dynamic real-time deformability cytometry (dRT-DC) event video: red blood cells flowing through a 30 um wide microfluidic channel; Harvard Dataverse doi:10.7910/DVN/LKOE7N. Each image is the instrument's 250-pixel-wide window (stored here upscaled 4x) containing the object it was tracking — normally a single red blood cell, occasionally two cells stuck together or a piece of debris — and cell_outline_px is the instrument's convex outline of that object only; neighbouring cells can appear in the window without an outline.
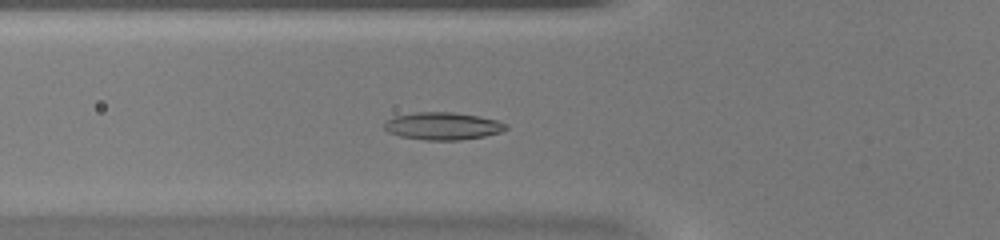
{"species": "common noctule bat (a hibernating species)", "species_latin": "Nyctalus noctula", "temperature_condition": "warm", "stored_images_in_passage": 41, "camera_frame_rate_fps": 3000, "um_per_image_px": 0.085, "animal": {"sex": "female", "body_mass_g": 20.0, "forearm_length_mm": 54.0}, "frame": {"image": 1, "passage_image": 12, "time_ms": 3.667, "image_size_px": [1000, 240], "cell_outline_px": [[508, 128], [500, 132], [484, 136], [460, 140], [424, 140], [400, 136], [388, 132], [384, 128], [384, 124], [392, 116], [416, 112], [452, 112], [480, 116], [496, 120], [508, 124]], "centroid_in_image_um": [37.63, 10.71], "position_along_channel_um": 88.2, "area_um2": 19.54}}
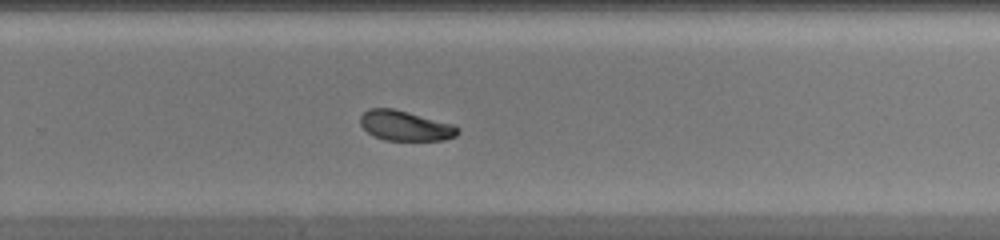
{"frame": {"image": 2, "passage_image": 26, "time_ms": 8.333, "image_size_px": [1000, 240], "cell_outline_px": [[460, 132], [456, 136], [444, 140], [384, 140], [372, 136], [360, 124], [360, 116], [368, 108], [392, 108], [408, 112], [452, 124], [460, 128]], "centroid_in_image_um": [34.43, 10.69], "position_along_channel_um": 295.4, "area_um2": 17.05}}
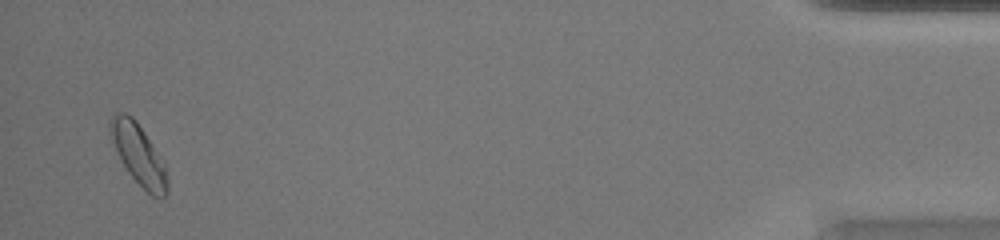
{"frame": {"image": 3, "passage_image": 40, "time_ms": 13.0, "image_size_px": [1000, 240], "cell_outline_px": [[168, 192], [164, 196], [152, 196], [128, 172], [108, 132], [108, 124], [112, 112], [124, 112], [132, 116], [136, 120], [152, 144], [164, 164], [168, 180]], "centroid_in_image_um": [11.75, 13.06], "position_along_channel_um": 423.4, "area_um2": 19.77}}